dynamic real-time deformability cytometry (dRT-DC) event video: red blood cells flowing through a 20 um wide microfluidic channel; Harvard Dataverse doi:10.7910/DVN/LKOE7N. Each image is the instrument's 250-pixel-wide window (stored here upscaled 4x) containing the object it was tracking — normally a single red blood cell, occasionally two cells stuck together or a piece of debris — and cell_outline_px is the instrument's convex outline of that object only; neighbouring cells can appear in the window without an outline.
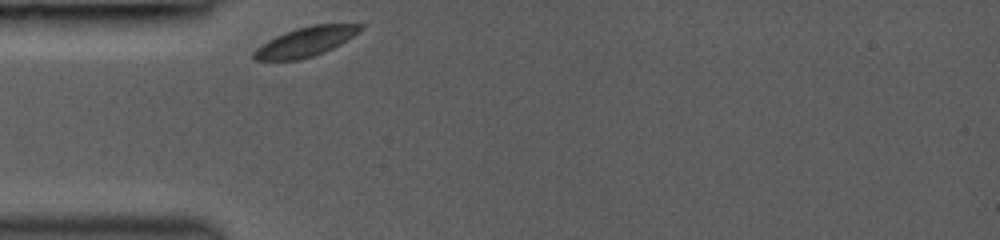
{"species": "common noctule bat (a hibernating species)", "species_latin": "Nyctalus noctula", "temperature_condition": "room temperature", "stored_images_in_passage": 8, "camera_frame_rate_fps": 3000, "um_per_image_px": 0.085, "animal": {"sex": "female", "body_mass_g": 19.0, "forearm_length_mm": 53.3}, "frame": {"image": 1, "passage_image": 1, "time_ms": 0.0, "image_size_px": [1000, 240], "cell_outline_px": [[364, 28], [360, 32], [340, 44], [324, 52], [300, 60], [252, 60], [252, 52], [256, 48], [268, 40], [276, 36], [296, 28], [312, 24], [364, 24]], "centroid_in_image_um": [25.98, 3.55], "position_along_channel_um": 59.0, "area_um2": 18.32}}
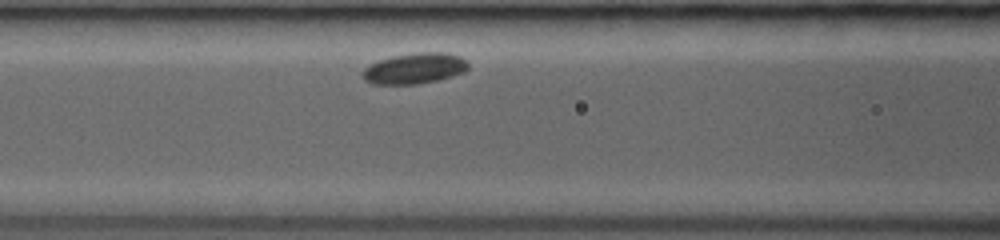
{"frame": {"image": 2, "passage_image": 6, "time_ms": 2.0, "image_size_px": [1000, 240], "cell_outline_px": [[468, 68], [464, 72], [440, 80], [416, 84], [372, 84], [364, 80], [360, 76], [360, 72], [364, 68], [380, 60], [392, 56], [416, 52], [444, 52], [460, 56], [468, 60]], "centroid_in_image_um": [35.24, 5.82], "position_along_channel_um": 131.4, "area_um2": 19.19}}
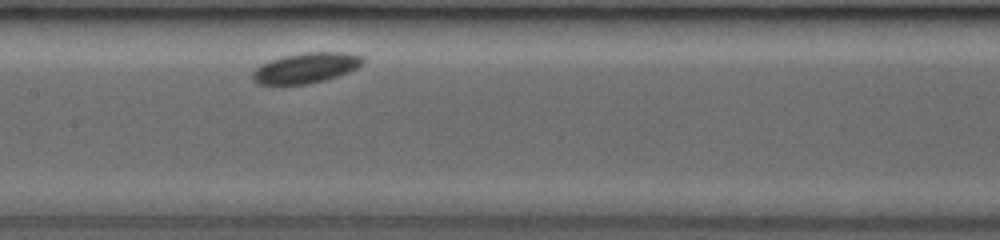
{"frame": {"image": 3, "passage_image": 8, "time_ms": 3.333, "image_size_px": [1000, 240], "cell_outline_px": [[364, 64], [348, 72], [324, 80], [308, 84], [272, 88], [260, 84], [252, 80], [252, 72], [260, 64], [268, 60], [284, 56], [304, 52], [348, 52], [360, 56], [364, 60]], "centroid_in_image_um": [25.91, 5.81], "position_along_channel_um": 181.5, "area_um2": 20.17}}